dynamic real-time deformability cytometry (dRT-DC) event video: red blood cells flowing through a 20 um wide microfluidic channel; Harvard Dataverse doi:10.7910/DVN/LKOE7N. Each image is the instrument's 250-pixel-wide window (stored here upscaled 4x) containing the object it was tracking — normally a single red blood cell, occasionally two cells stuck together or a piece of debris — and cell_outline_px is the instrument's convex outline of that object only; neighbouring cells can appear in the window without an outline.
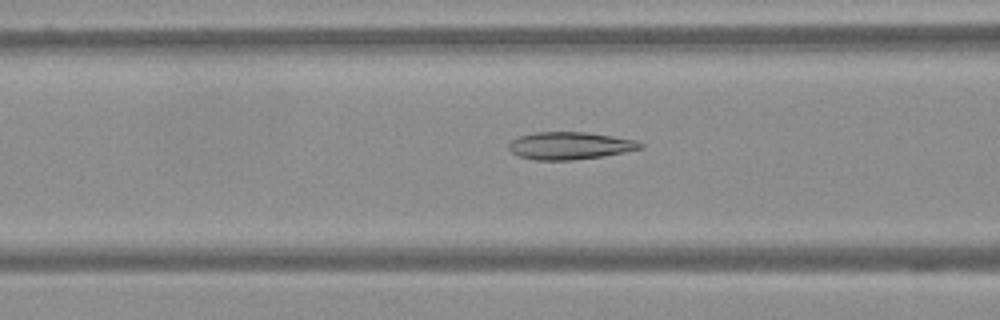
{"species": "Egyptian fruit bat (a non-hibernating species)", "species_latin": "Rousettus aegyptiacus", "temperature_condition": "warm", "stored_images_in_passage": 55, "camera_frame_rate_fps": 3000, "um_per_image_px": 0.085, "frame": {"image": 1, "passage_image": 19, "time_ms": 6.0, "image_size_px": [1000, 320], "cell_outline_px": [[644, 148], [624, 152], [600, 156], [572, 160], [536, 160], [520, 156], [512, 152], [508, 148], [508, 144], [512, 140], [520, 136], [536, 132], [584, 132], [612, 136], [636, 140], [644, 144]], "centroid_in_image_um": [48.45, 12.38], "position_along_channel_um": 118.2, "area_um2": 20.87}}
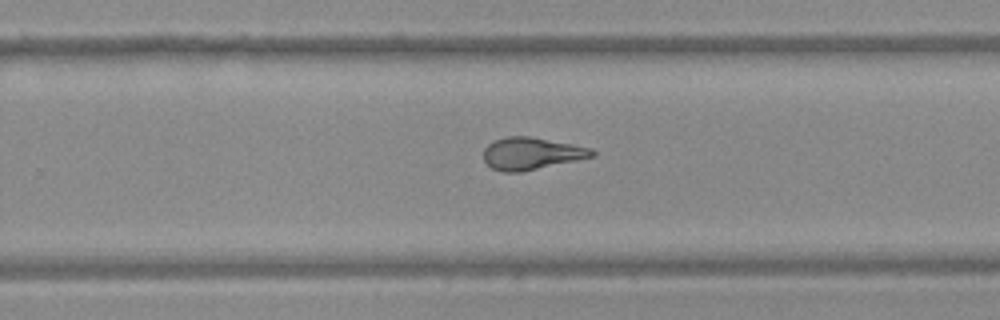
{"frame": {"image": 2, "passage_image": 34, "time_ms": 11.0, "image_size_px": [1000, 320], "cell_outline_px": [[596, 156], [520, 172], [504, 172], [492, 168], [484, 160], [484, 148], [492, 140], [508, 136], [528, 136], [572, 144], [592, 148], [596, 152]], "centroid_in_image_um": [45.17, 13.04], "position_along_channel_um": 284.6, "area_um2": 20.29}}
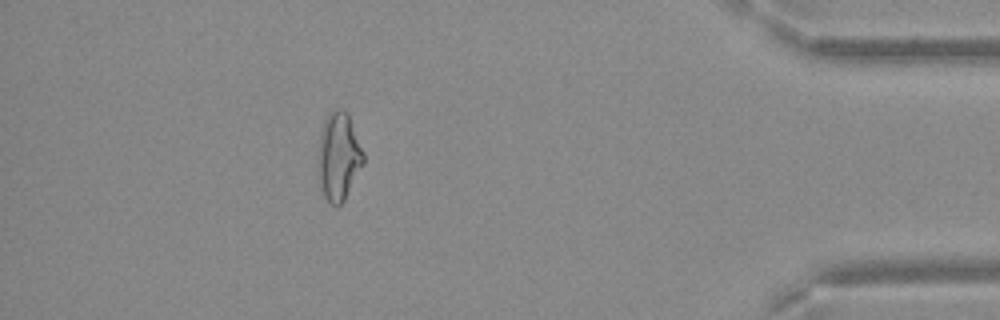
{"frame": {"image": 3, "passage_image": 49, "time_ms": 16.0, "image_size_px": [1000, 320], "cell_outline_px": [[364, 164], [344, 200], [336, 208], [324, 196], [316, 164], [320, 136], [324, 120], [328, 112], [336, 108], [340, 108], [348, 112], [364, 152]], "centroid_in_image_um": [28.79, 13.27], "position_along_channel_um": 406.4, "area_um2": 23.52}}